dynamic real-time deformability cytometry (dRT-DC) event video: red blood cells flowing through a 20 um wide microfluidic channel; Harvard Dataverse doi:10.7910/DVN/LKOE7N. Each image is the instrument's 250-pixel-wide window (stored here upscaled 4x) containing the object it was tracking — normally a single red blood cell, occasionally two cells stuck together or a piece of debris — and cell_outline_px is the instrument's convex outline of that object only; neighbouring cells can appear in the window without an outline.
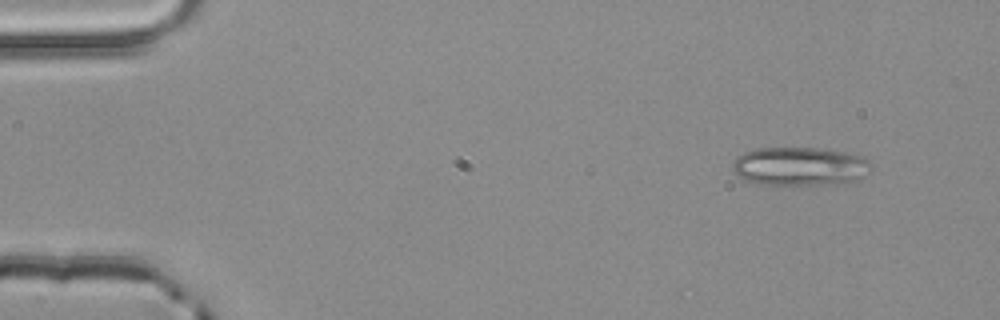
{"species": "common noctule bat (a hibernating species)", "species_latin": "Nyctalus noctula", "temperature_condition": "room temperature", "stored_images_in_passage": 3, "camera_frame_rate_fps": 3000, "um_per_image_px": 0.085, "animal": {"sex": "male", "body_mass_g": 20.4}, "frame": {"image": 1, "passage_image": 1, "time_ms": 0.0, "image_size_px": [1000, 320], "cell_outline_px": [[872, 164], [856, 180], [844, 184], [748, 184], [732, 168], [732, 164], [744, 152], [756, 148], [824, 148], [864, 156]], "centroid_in_image_um": [67.97, 14.14], "position_along_channel_um": 17.0, "area_um2": 31.04}}